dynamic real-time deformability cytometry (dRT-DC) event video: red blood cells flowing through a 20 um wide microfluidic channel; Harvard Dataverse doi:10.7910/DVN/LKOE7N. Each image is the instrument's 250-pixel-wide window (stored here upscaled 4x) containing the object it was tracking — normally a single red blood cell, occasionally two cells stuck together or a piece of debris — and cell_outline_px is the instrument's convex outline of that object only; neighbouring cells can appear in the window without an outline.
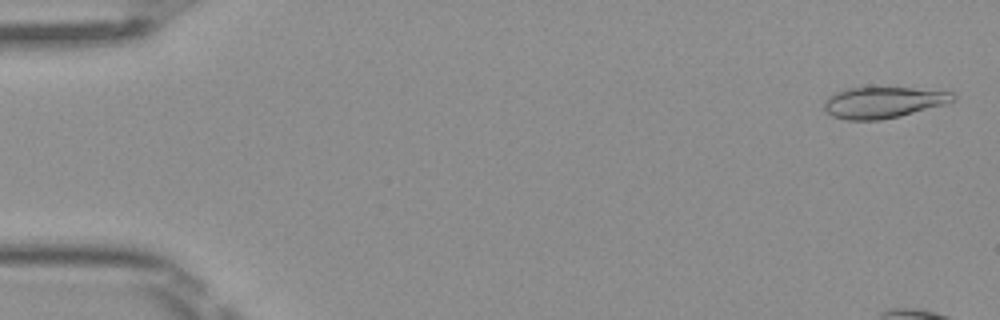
{"species": "Egyptian fruit bat (a non-hibernating species)", "species_latin": "Rousettus aegyptiacus", "temperature_condition": "room temperature", "stored_images_in_passage": 10, "camera_frame_rate_fps": 3000, "um_per_image_px": 0.085, "frame": {"image": 1, "passage_image": 2, "time_ms": 0.333, "image_size_px": [1000, 320], "cell_outline_px": [[956, 96], [948, 104], [900, 116], [880, 120], [844, 120], [832, 116], [824, 112], [824, 100], [832, 92], [844, 88], [912, 88], [952, 92]], "centroid_in_image_um": [75.01, 8.71], "position_along_channel_um": 10.0, "area_um2": 23.7}}